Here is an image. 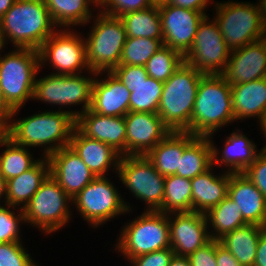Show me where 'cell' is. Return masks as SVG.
Returning <instances> with one entry per match:
<instances>
[{
	"mask_svg": "<svg viewBox=\"0 0 266 266\" xmlns=\"http://www.w3.org/2000/svg\"><path fill=\"white\" fill-rule=\"evenodd\" d=\"M213 166L203 174L191 179L192 211L206 214L228 196V186L231 172L213 175Z\"/></svg>",
	"mask_w": 266,
	"mask_h": 266,
	"instance_id": "d4e9b609",
	"label": "cell"
},
{
	"mask_svg": "<svg viewBox=\"0 0 266 266\" xmlns=\"http://www.w3.org/2000/svg\"><path fill=\"white\" fill-rule=\"evenodd\" d=\"M192 185L191 180L178 175L165 176L164 200L158 212H191Z\"/></svg>",
	"mask_w": 266,
	"mask_h": 266,
	"instance_id": "e575fe53",
	"label": "cell"
},
{
	"mask_svg": "<svg viewBox=\"0 0 266 266\" xmlns=\"http://www.w3.org/2000/svg\"><path fill=\"white\" fill-rule=\"evenodd\" d=\"M77 116V111L62 109L35 113L17 121L13 119L3 133L17 145L44 147L43 157H49L53 152L69 146Z\"/></svg>",
	"mask_w": 266,
	"mask_h": 266,
	"instance_id": "6da1fadb",
	"label": "cell"
},
{
	"mask_svg": "<svg viewBox=\"0 0 266 266\" xmlns=\"http://www.w3.org/2000/svg\"><path fill=\"white\" fill-rule=\"evenodd\" d=\"M100 73H106L107 76L102 79H96L98 76H95L90 110L104 116H125L129 113L131 92L112 71Z\"/></svg>",
	"mask_w": 266,
	"mask_h": 266,
	"instance_id": "44dd1931",
	"label": "cell"
},
{
	"mask_svg": "<svg viewBox=\"0 0 266 266\" xmlns=\"http://www.w3.org/2000/svg\"><path fill=\"white\" fill-rule=\"evenodd\" d=\"M48 160L50 175L72 199L96 177L70 146L53 152Z\"/></svg>",
	"mask_w": 266,
	"mask_h": 266,
	"instance_id": "d6986e66",
	"label": "cell"
},
{
	"mask_svg": "<svg viewBox=\"0 0 266 266\" xmlns=\"http://www.w3.org/2000/svg\"><path fill=\"white\" fill-rule=\"evenodd\" d=\"M1 146L6 148L0 154V175L5 181L29 170L39 161L33 159L30 148L17 145L3 132L0 133Z\"/></svg>",
	"mask_w": 266,
	"mask_h": 266,
	"instance_id": "d6a6232c",
	"label": "cell"
},
{
	"mask_svg": "<svg viewBox=\"0 0 266 266\" xmlns=\"http://www.w3.org/2000/svg\"><path fill=\"white\" fill-rule=\"evenodd\" d=\"M95 1L98 3V5H100L103 2V0H95Z\"/></svg>",
	"mask_w": 266,
	"mask_h": 266,
	"instance_id": "6f0895ef",
	"label": "cell"
},
{
	"mask_svg": "<svg viewBox=\"0 0 266 266\" xmlns=\"http://www.w3.org/2000/svg\"><path fill=\"white\" fill-rule=\"evenodd\" d=\"M118 178L135 198L144 201L146 211H158L164 200L165 176L156 171L144 155L121 156Z\"/></svg>",
	"mask_w": 266,
	"mask_h": 266,
	"instance_id": "8fae6325",
	"label": "cell"
},
{
	"mask_svg": "<svg viewBox=\"0 0 266 266\" xmlns=\"http://www.w3.org/2000/svg\"><path fill=\"white\" fill-rule=\"evenodd\" d=\"M3 49V47H2V44H1V41H0V51Z\"/></svg>",
	"mask_w": 266,
	"mask_h": 266,
	"instance_id": "680465c9",
	"label": "cell"
},
{
	"mask_svg": "<svg viewBox=\"0 0 266 266\" xmlns=\"http://www.w3.org/2000/svg\"><path fill=\"white\" fill-rule=\"evenodd\" d=\"M175 252L170 248L142 254L130 259L132 266H169Z\"/></svg>",
	"mask_w": 266,
	"mask_h": 266,
	"instance_id": "7bdbcfd3",
	"label": "cell"
},
{
	"mask_svg": "<svg viewBox=\"0 0 266 266\" xmlns=\"http://www.w3.org/2000/svg\"><path fill=\"white\" fill-rule=\"evenodd\" d=\"M239 132V129L235 130L226 138L220 157V152L211 139L213 166H225L228 172L243 173L255 161L259 154L256 145Z\"/></svg>",
	"mask_w": 266,
	"mask_h": 266,
	"instance_id": "cb8c5ba5",
	"label": "cell"
},
{
	"mask_svg": "<svg viewBox=\"0 0 266 266\" xmlns=\"http://www.w3.org/2000/svg\"><path fill=\"white\" fill-rule=\"evenodd\" d=\"M168 222L170 248L177 256L188 257L211 240L206 216L203 213H169Z\"/></svg>",
	"mask_w": 266,
	"mask_h": 266,
	"instance_id": "2e32d148",
	"label": "cell"
},
{
	"mask_svg": "<svg viewBox=\"0 0 266 266\" xmlns=\"http://www.w3.org/2000/svg\"><path fill=\"white\" fill-rule=\"evenodd\" d=\"M69 146L96 177L106 176L111 167L117 173L121 155L108 144L86 137L75 127Z\"/></svg>",
	"mask_w": 266,
	"mask_h": 266,
	"instance_id": "7402d4cb",
	"label": "cell"
},
{
	"mask_svg": "<svg viewBox=\"0 0 266 266\" xmlns=\"http://www.w3.org/2000/svg\"><path fill=\"white\" fill-rule=\"evenodd\" d=\"M98 75L101 73H93V77H85L82 74H50L43 78H35L33 100L62 107L83 104L82 110L78 112L80 115L91 107L94 76Z\"/></svg>",
	"mask_w": 266,
	"mask_h": 266,
	"instance_id": "7c38bea8",
	"label": "cell"
},
{
	"mask_svg": "<svg viewBox=\"0 0 266 266\" xmlns=\"http://www.w3.org/2000/svg\"><path fill=\"white\" fill-rule=\"evenodd\" d=\"M231 97L235 121L256 117L261 122L266 113V77L231 85Z\"/></svg>",
	"mask_w": 266,
	"mask_h": 266,
	"instance_id": "4316f807",
	"label": "cell"
},
{
	"mask_svg": "<svg viewBox=\"0 0 266 266\" xmlns=\"http://www.w3.org/2000/svg\"><path fill=\"white\" fill-rule=\"evenodd\" d=\"M163 46V39L127 37L119 65L145 66L152 55Z\"/></svg>",
	"mask_w": 266,
	"mask_h": 266,
	"instance_id": "74e56055",
	"label": "cell"
},
{
	"mask_svg": "<svg viewBox=\"0 0 266 266\" xmlns=\"http://www.w3.org/2000/svg\"><path fill=\"white\" fill-rule=\"evenodd\" d=\"M164 83L148 77L138 85H128L129 112L157 113Z\"/></svg>",
	"mask_w": 266,
	"mask_h": 266,
	"instance_id": "d590c367",
	"label": "cell"
},
{
	"mask_svg": "<svg viewBox=\"0 0 266 266\" xmlns=\"http://www.w3.org/2000/svg\"><path fill=\"white\" fill-rule=\"evenodd\" d=\"M243 174L266 198V149L261 148L255 161L243 172Z\"/></svg>",
	"mask_w": 266,
	"mask_h": 266,
	"instance_id": "b9f144b4",
	"label": "cell"
},
{
	"mask_svg": "<svg viewBox=\"0 0 266 266\" xmlns=\"http://www.w3.org/2000/svg\"><path fill=\"white\" fill-rule=\"evenodd\" d=\"M69 202L73 204L72 198L49 175L22 209L24 222L36 226L42 233H54L71 220Z\"/></svg>",
	"mask_w": 266,
	"mask_h": 266,
	"instance_id": "9c48e42d",
	"label": "cell"
},
{
	"mask_svg": "<svg viewBox=\"0 0 266 266\" xmlns=\"http://www.w3.org/2000/svg\"><path fill=\"white\" fill-rule=\"evenodd\" d=\"M196 137L188 132L171 131L146 157L161 175H175L184 149Z\"/></svg>",
	"mask_w": 266,
	"mask_h": 266,
	"instance_id": "83f0119b",
	"label": "cell"
},
{
	"mask_svg": "<svg viewBox=\"0 0 266 266\" xmlns=\"http://www.w3.org/2000/svg\"><path fill=\"white\" fill-rule=\"evenodd\" d=\"M0 266H38L22 242L0 243Z\"/></svg>",
	"mask_w": 266,
	"mask_h": 266,
	"instance_id": "ab89813d",
	"label": "cell"
},
{
	"mask_svg": "<svg viewBox=\"0 0 266 266\" xmlns=\"http://www.w3.org/2000/svg\"><path fill=\"white\" fill-rule=\"evenodd\" d=\"M97 18L93 19V29L85 38L86 61L89 70L98 72H111L119 64L126 31L119 17L103 13L99 9Z\"/></svg>",
	"mask_w": 266,
	"mask_h": 266,
	"instance_id": "8992f818",
	"label": "cell"
},
{
	"mask_svg": "<svg viewBox=\"0 0 266 266\" xmlns=\"http://www.w3.org/2000/svg\"><path fill=\"white\" fill-rule=\"evenodd\" d=\"M219 26L227 47L232 51L266 37L258 3L222 2L214 5Z\"/></svg>",
	"mask_w": 266,
	"mask_h": 266,
	"instance_id": "52a82bcc",
	"label": "cell"
},
{
	"mask_svg": "<svg viewBox=\"0 0 266 266\" xmlns=\"http://www.w3.org/2000/svg\"><path fill=\"white\" fill-rule=\"evenodd\" d=\"M184 63V57L170 47L163 45L147 61L145 68L149 77L166 82Z\"/></svg>",
	"mask_w": 266,
	"mask_h": 266,
	"instance_id": "8d00e7d4",
	"label": "cell"
},
{
	"mask_svg": "<svg viewBox=\"0 0 266 266\" xmlns=\"http://www.w3.org/2000/svg\"><path fill=\"white\" fill-rule=\"evenodd\" d=\"M13 109L7 104L0 84V131L3 132L9 122Z\"/></svg>",
	"mask_w": 266,
	"mask_h": 266,
	"instance_id": "c3c4849f",
	"label": "cell"
},
{
	"mask_svg": "<svg viewBox=\"0 0 266 266\" xmlns=\"http://www.w3.org/2000/svg\"><path fill=\"white\" fill-rule=\"evenodd\" d=\"M0 57V84L13 119L27 100L33 99L35 78L40 69L39 51L14 48ZM17 113V114H16Z\"/></svg>",
	"mask_w": 266,
	"mask_h": 266,
	"instance_id": "5b68a950",
	"label": "cell"
},
{
	"mask_svg": "<svg viewBox=\"0 0 266 266\" xmlns=\"http://www.w3.org/2000/svg\"><path fill=\"white\" fill-rule=\"evenodd\" d=\"M169 266H191L188 257L174 255Z\"/></svg>",
	"mask_w": 266,
	"mask_h": 266,
	"instance_id": "f907efd6",
	"label": "cell"
},
{
	"mask_svg": "<svg viewBox=\"0 0 266 266\" xmlns=\"http://www.w3.org/2000/svg\"><path fill=\"white\" fill-rule=\"evenodd\" d=\"M205 216L208 227L211 226L214 229H212V233L209 231L211 239L214 240H219L236 228L247 225L243 219L240 207L229 196L210 209Z\"/></svg>",
	"mask_w": 266,
	"mask_h": 266,
	"instance_id": "836d02e7",
	"label": "cell"
},
{
	"mask_svg": "<svg viewBox=\"0 0 266 266\" xmlns=\"http://www.w3.org/2000/svg\"><path fill=\"white\" fill-rule=\"evenodd\" d=\"M44 3L57 28L90 23L91 17L94 18L90 4L99 7L95 0H44Z\"/></svg>",
	"mask_w": 266,
	"mask_h": 266,
	"instance_id": "f546056e",
	"label": "cell"
},
{
	"mask_svg": "<svg viewBox=\"0 0 266 266\" xmlns=\"http://www.w3.org/2000/svg\"><path fill=\"white\" fill-rule=\"evenodd\" d=\"M266 227L247 224L225 234L219 242L243 266H253L261 232Z\"/></svg>",
	"mask_w": 266,
	"mask_h": 266,
	"instance_id": "f1b7e54d",
	"label": "cell"
},
{
	"mask_svg": "<svg viewBox=\"0 0 266 266\" xmlns=\"http://www.w3.org/2000/svg\"><path fill=\"white\" fill-rule=\"evenodd\" d=\"M13 208L17 207L0 206V243L21 242L19 226L24 223L23 210L17 208L19 213L15 214Z\"/></svg>",
	"mask_w": 266,
	"mask_h": 266,
	"instance_id": "f35d334b",
	"label": "cell"
},
{
	"mask_svg": "<svg viewBox=\"0 0 266 266\" xmlns=\"http://www.w3.org/2000/svg\"><path fill=\"white\" fill-rule=\"evenodd\" d=\"M123 22L126 36L132 38L163 39L158 5L119 16Z\"/></svg>",
	"mask_w": 266,
	"mask_h": 266,
	"instance_id": "1f68e13d",
	"label": "cell"
},
{
	"mask_svg": "<svg viewBox=\"0 0 266 266\" xmlns=\"http://www.w3.org/2000/svg\"><path fill=\"white\" fill-rule=\"evenodd\" d=\"M55 28L44 0H16L0 19V41L39 50Z\"/></svg>",
	"mask_w": 266,
	"mask_h": 266,
	"instance_id": "7a4b0ae2",
	"label": "cell"
},
{
	"mask_svg": "<svg viewBox=\"0 0 266 266\" xmlns=\"http://www.w3.org/2000/svg\"><path fill=\"white\" fill-rule=\"evenodd\" d=\"M234 121L231 85L221 74L203 75L187 132L194 136L211 137L220 127Z\"/></svg>",
	"mask_w": 266,
	"mask_h": 266,
	"instance_id": "3957f363",
	"label": "cell"
},
{
	"mask_svg": "<svg viewBox=\"0 0 266 266\" xmlns=\"http://www.w3.org/2000/svg\"><path fill=\"white\" fill-rule=\"evenodd\" d=\"M112 72L127 89L128 85H138L149 77L145 66L118 65Z\"/></svg>",
	"mask_w": 266,
	"mask_h": 266,
	"instance_id": "ee69618b",
	"label": "cell"
},
{
	"mask_svg": "<svg viewBox=\"0 0 266 266\" xmlns=\"http://www.w3.org/2000/svg\"><path fill=\"white\" fill-rule=\"evenodd\" d=\"M106 176L95 177L73 199V206L92 227H99L132 207L122 199L117 187Z\"/></svg>",
	"mask_w": 266,
	"mask_h": 266,
	"instance_id": "30bf717a",
	"label": "cell"
},
{
	"mask_svg": "<svg viewBox=\"0 0 266 266\" xmlns=\"http://www.w3.org/2000/svg\"><path fill=\"white\" fill-rule=\"evenodd\" d=\"M260 3H258L260 8V13L262 17L263 26L266 32V0H259Z\"/></svg>",
	"mask_w": 266,
	"mask_h": 266,
	"instance_id": "f5cc1de1",
	"label": "cell"
},
{
	"mask_svg": "<svg viewBox=\"0 0 266 266\" xmlns=\"http://www.w3.org/2000/svg\"><path fill=\"white\" fill-rule=\"evenodd\" d=\"M212 0H168L166 4L178 6L185 9L196 10L205 13V9Z\"/></svg>",
	"mask_w": 266,
	"mask_h": 266,
	"instance_id": "7dc6e473",
	"label": "cell"
},
{
	"mask_svg": "<svg viewBox=\"0 0 266 266\" xmlns=\"http://www.w3.org/2000/svg\"><path fill=\"white\" fill-rule=\"evenodd\" d=\"M70 31L69 28L56 30L38 50L40 57V68L47 62L55 69V75H76L88 71L87 74L95 72L89 70L86 61V43L81 34ZM46 62V63H45ZM83 69V70H82Z\"/></svg>",
	"mask_w": 266,
	"mask_h": 266,
	"instance_id": "4fadbf2b",
	"label": "cell"
},
{
	"mask_svg": "<svg viewBox=\"0 0 266 266\" xmlns=\"http://www.w3.org/2000/svg\"><path fill=\"white\" fill-rule=\"evenodd\" d=\"M188 259L191 266H217L216 240L211 239L207 244L190 254Z\"/></svg>",
	"mask_w": 266,
	"mask_h": 266,
	"instance_id": "f6af8a7d",
	"label": "cell"
},
{
	"mask_svg": "<svg viewBox=\"0 0 266 266\" xmlns=\"http://www.w3.org/2000/svg\"><path fill=\"white\" fill-rule=\"evenodd\" d=\"M116 249L127 260L170 247L168 214L145 211L125 224Z\"/></svg>",
	"mask_w": 266,
	"mask_h": 266,
	"instance_id": "ba28073f",
	"label": "cell"
},
{
	"mask_svg": "<svg viewBox=\"0 0 266 266\" xmlns=\"http://www.w3.org/2000/svg\"><path fill=\"white\" fill-rule=\"evenodd\" d=\"M150 6H153L151 0H103L99 8L107 15L119 17Z\"/></svg>",
	"mask_w": 266,
	"mask_h": 266,
	"instance_id": "60d3db41",
	"label": "cell"
},
{
	"mask_svg": "<svg viewBox=\"0 0 266 266\" xmlns=\"http://www.w3.org/2000/svg\"><path fill=\"white\" fill-rule=\"evenodd\" d=\"M151 2L153 3V5H161L167 3L168 0H151Z\"/></svg>",
	"mask_w": 266,
	"mask_h": 266,
	"instance_id": "9f6ffc18",
	"label": "cell"
},
{
	"mask_svg": "<svg viewBox=\"0 0 266 266\" xmlns=\"http://www.w3.org/2000/svg\"><path fill=\"white\" fill-rule=\"evenodd\" d=\"M76 128L86 137L104 142L121 156H126L124 116H104L88 109L76 117Z\"/></svg>",
	"mask_w": 266,
	"mask_h": 266,
	"instance_id": "ffe728a7",
	"label": "cell"
},
{
	"mask_svg": "<svg viewBox=\"0 0 266 266\" xmlns=\"http://www.w3.org/2000/svg\"><path fill=\"white\" fill-rule=\"evenodd\" d=\"M163 32V45L183 57L191 49L198 26L206 13L170 4L158 5Z\"/></svg>",
	"mask_w": 266,
	"mask_h": 266,
	"instance_id": "9a60e30c",
	"label": "cell"
},
{
	"mask_svg": "<svg viewBox=\"0 0 266 266\" xmlns=\"http://www.w3.org/2000/svg\"><path fill=\"white\" fill-rule=\"evenodd\" d=\"M203 75L184 62L163 82L157 114L171 131L187 132L190 129L197 89Z\"/></svg>",
	"mask_w": 266,
	"mask_h": 266,
	"instance_id": "277c9868",
	"label": "cell"
},
{
	"mask_svg": "<svg viewBox=\"0 0 266 266\" xmlns=\"http://www.w3.org/2000/svg\"><path fill=\"white\" fill-rule=\"evenodd\" d=\"M221 75L229 85L266 77V37L232 50Z\"/></svg>",
	"mask_w": 266,
	"mask_h": 266,
	"instance_id": "ac0fdd59",
	"label": "cell"
},
{
	"mask_svg": "<svg viewBox=\"0 0 266 266\" xmlns=\"http://www.w3.org/2000/svg\"><path fill=\"white\" fill-rule=\"evenodd\" d=\"M16 0H0V19L12 7Z\"/></svg>",
	"mask_w": 266,
	"mask_h": 266,
	"instance_id": "816d5d0a",
	"label": "cell"
},
{
	"mask_svg": "<svg viewBox=\"0 0 266 266\" xmlns=\"http://www.w3.org/2000/svg\"><path fill=\"white\" fill-rule=\"evenodd\" d=\"M230 52L218 24L206 15L198 26L193 45L184 56V62L204 75L222 74Z\"/></svg>",
	"mask_w": 266,
	"mask_h": 266,
	"instance_id": "5bb4252c",
	"label": "cell"
},
{
	"mask_svg": "<svg viewBox=\"0 0 266 266\" xmlns=\"http://www.w3.org/2000/svg\"><path fill=\"white\" fill-rule=\"evenodd\" d=\"M211 138L197 136L184 149L175 175L191 180L213 166Z\"/></svg>",
	"mask_w": 266,
	"mask_h": 266,
	"instance_id": "4dcf8cb0",
	"label": "cell"
},
{
	"mask_svg": "<svg viewBox=\"0 0 266 266\" xmlns=\"http://www.w3.org/2000/svg\"><path fill=\"white\" fill-rule=\"evenodd\" d=\"M259 124L261 126L260 129H262V132L264 133V136L266 138V113L264 114V116H263V118ZM263 148L266 149V144Z\"/></svg>",
	"mask_w": 266,
	"mask_h": 266,
	"instance_id": "11a10c76",
	"label": "cell"
},
{
	"mask_svg": "<svg viewBox=\"0 0 266 266\" xmlns=\"http://www.w3.org/2000/svg\"><path fill=\"white\" fill-rule=\"evenodd\" d=\"M49 175L48 157H42L29 170L7 180L5 205L23 209Z\"/></svg>",
	"mask_w": 266,
	"mask_h": 266,
	"instance_id": "484cf974",
	"label": "cell"
},
{
	"mask_svg": "<svg viewBox=\"0 0 266 266\" xmlns=\"http://www.w3.org/2000/svg\"><path fill=\"white\" fill-rule=\"evenodd\" d=\"M216 265L217 266H243L237 259L216 240Z\"/></svg>",
	"mask_w": 266,
	"mask_h": 266,
	"instance_id": "bcb514c9",
	"label": "cell"
},
{
	"mask_svg": "<svg viewBox=\"0 0 266 266\" xmlns=\"http://www.w3.org/2000/svg\"><path fill=\"white\" fill-rule=\"evenodd\" d=\"M1 197H5L4 200L6 199V181L0 175V199H2ZM0 206H2L1 203Z\"/></svg>",
	"mask_w": 266,
	"mask_h": 266,
	"instance_id": "db71d44e",
	"label": "cell"
},
{
	"mask_svg": "<svg viewBox=\"0 0 266 266\" xmlns=\"http://www.w3.org/2000/svg\"><path fill=\"white\" fill-rule=\"evenodd\" d=\"M126 124V156H146L171 130L157 113L129 112L124 116Z\"/></svg>",
	"mask_w": 266,
	"mask_h": 266,
	"instance_id": "e0dca14e",
	"label": "cell"
},
{
	"mask_svg": "<svg viewBox=\"0 0 266 266\" xmlns=\"http://www.w3.org/2000/svg\"><path fill=\"white\" fill-rule=\"evenodd\" d=\"M228 196L240 207L247 224L266 227V198L243 173L230 175Z\"/></svg>",
	"mask_w": 266,
	"mask_h": 266,
	"instance_id": "603a6c76",
	"label": "cell"
},
{
	"mask_svg": "<svg viewBox=\"0 0 266 266\" xmlns=\"http://www.w3.org/2000/svg\"><path fill=\"white\" fill-rule=\"evenodd\" d=\"M253 266H266V228L260 234Z\"/></svg>",
	"mask_w": 266,
	"mask_h": 266,
	"instance_id": "681fc988",
	"label": "cell"
}]
</instances>
